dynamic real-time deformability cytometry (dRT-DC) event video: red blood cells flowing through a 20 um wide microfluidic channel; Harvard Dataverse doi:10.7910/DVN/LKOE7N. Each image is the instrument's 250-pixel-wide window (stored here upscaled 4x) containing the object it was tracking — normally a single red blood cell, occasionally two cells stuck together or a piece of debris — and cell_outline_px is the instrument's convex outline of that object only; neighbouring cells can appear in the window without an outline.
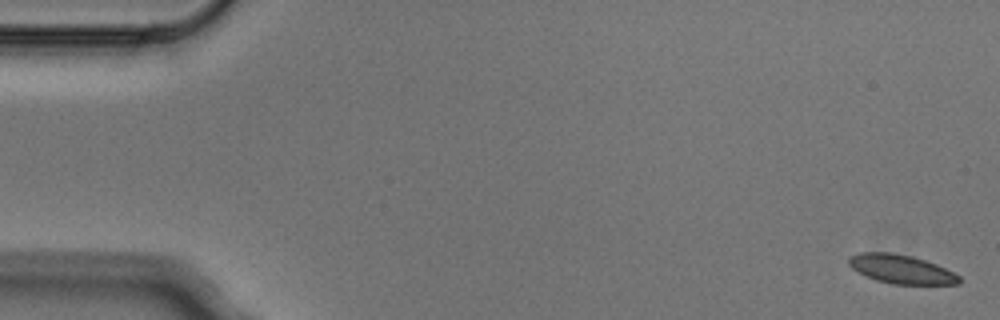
{"species": "Egyptian fruit bat (a non-hibernating species)", "species_latin": "Rousettus aegyptiacus", "temperature_condition": "cold", "stored_images_in_passage": 6, "segment_of_instrument_passage": [1, 2], "camera_frame_rate_fps": 3000, "um_per_image_px": 0.085, "animal": {"sex": "male"}, "frame": {"image": 1, "passage_image": 1, "time_ms": 0.0, "image_size_px": [1000, 320], "cell_outline_px": [[960, 284], [892, 284], [876, 280], [852, 268], [848, 264], [848, 256], [860, 252], [892, 252], [912, 256], [936, 264], [960, 276]], "centroid_in_image_um": [76.58, 22.87], "position_along_channel_um": 8.4, "area_um2": 18.44}}
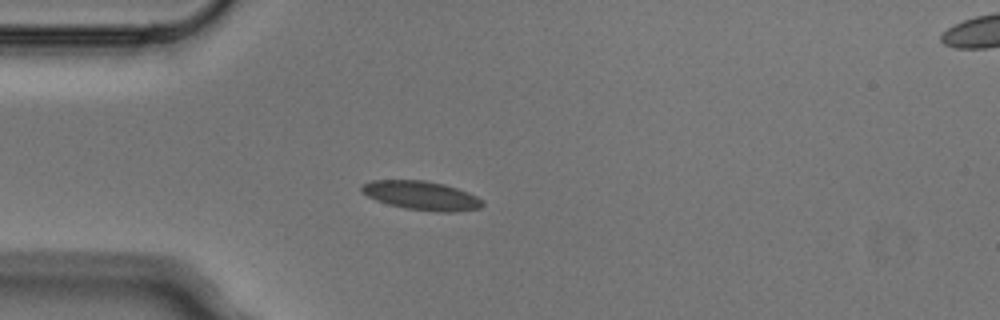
{"frame": {"image": 2, "passage_image": 5, "time_ms": 1.333, "image_size_px": [1000, 320], "cell_outline_px": [[484, 204], [480, 208], [456, 212], [436, 212], [404, 208], [388, 204], [376, 200], [360, 192], [360, 184], [372, 180], [424, 180], [444, 184], [468, 192], [484, 200]], "centroid_in_image_um": [35.81, 16.62], "position_along_channel_um": 49.2, "area_um2": 20.58}}